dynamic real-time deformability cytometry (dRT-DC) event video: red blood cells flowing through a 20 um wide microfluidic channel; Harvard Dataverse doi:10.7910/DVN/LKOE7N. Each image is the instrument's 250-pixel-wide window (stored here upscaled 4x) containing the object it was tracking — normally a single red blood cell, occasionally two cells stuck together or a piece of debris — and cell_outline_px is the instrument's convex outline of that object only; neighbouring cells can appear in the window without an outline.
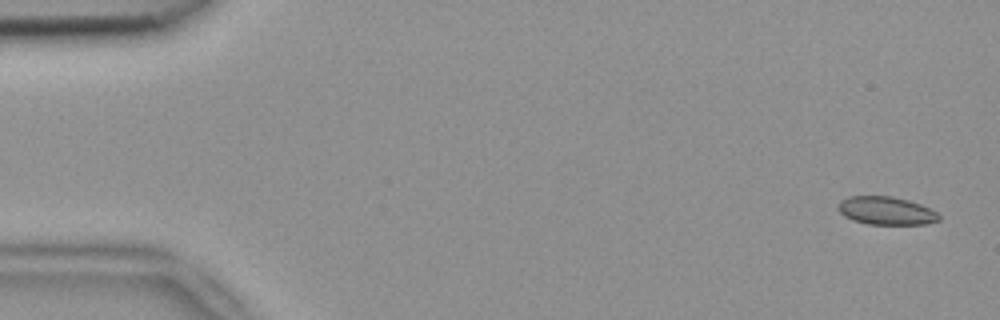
{"species": "common noctule bat (a hibernating species)", "species_latin": "Nyctalus noctula", "temperature_condition": "room temperature", "stored_images_in_passage": 6, "camera_frame_rate_fps": 3000, "um_per_image_px": 0.085, "animal": {"sex": "female", "body_mass_g": 18.4}, "frame": {"image": 1, "passage_image": 1, "time_ms": 0.0, "image_size_px": [1000, 320], "cell_outline_px": [[940, 220], [924, 224], [868, 224], [852, 220], [844, 216], [836, 208], [836, 204], [840, 200], [848, 196], [892, 196], [908, 200], [920, 204], [936, 212], [940, 216]], "centroid_in_image_um": [75.26, 17.9], "position_along_channel_um": 9.7, "area_um2": 16.59}}